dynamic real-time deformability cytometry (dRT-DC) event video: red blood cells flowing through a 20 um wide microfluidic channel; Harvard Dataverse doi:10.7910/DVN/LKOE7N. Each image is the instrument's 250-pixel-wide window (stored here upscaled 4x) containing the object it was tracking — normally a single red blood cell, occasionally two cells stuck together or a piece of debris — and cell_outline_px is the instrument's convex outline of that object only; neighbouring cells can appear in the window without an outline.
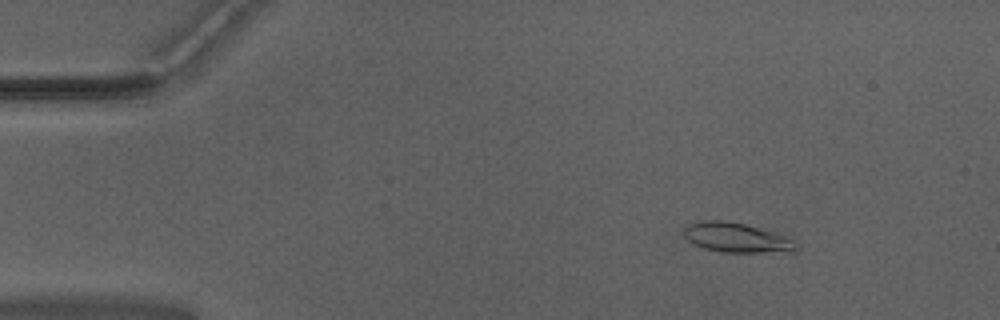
{"species": "Egyptian fruit bat (a non-hibernating species)", "species_latin": "Rousettus aegyptiacus", "temperature_condition": "warm", "stored_images_in_passage": 52, "camera_frame_rate_fps": 3000, "um_per_image_px": 0.085, "animal": {"sex": "male"}, "frame": {"image": 1, "passage_image": 7, "time_ms": 2.0, "image_size_px": [1000, 320], "cell_outline_px": [[796, 248], [760, 252], [720, 252], [704, 248], [692, 244], [684, 236], [684, 228], [688, 224], [704, 220], [720, 220], [744, 224], [784, 236], [792, 240]], "centroid_in_image_um": [62.42, 20.18], "position_along_channel_um": 22.6, "area_um2": 18.55}}
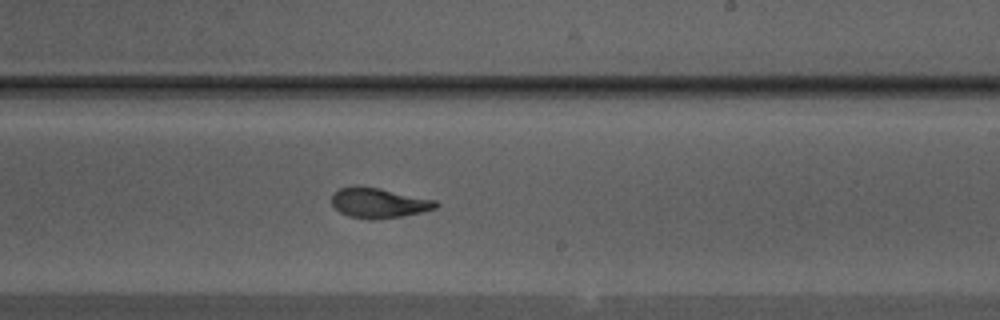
{"frame": {"image": 2, "passage_image": 31, "time_ms": 10.0, "image_size_px": [1000, 320], "cell_outline_px": [[440, 204], [436, 208], [420, 212], [400, 216], [376, 220], [368, 220], [348, 216], [340, 212], [332, 204], [332, 192], [336, 188], [352, 184], [356, 184], [380, 188], [436, 200]], "centroid_in_image_um": [32.13, 17.22], "position_along_channel_um": 256.9, "area_um2": 18.67}}
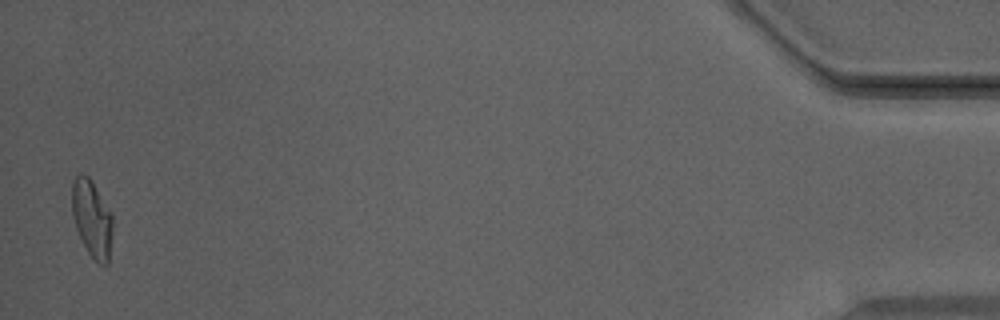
{"frame": {"image": 3, "passage_image": 51, "time_ms": 16.667, "image_size_px": [1000, 320], "cell_outline_px": [[112, 232], [108, 264], [96, 264], [92, 260], [76, 228], [72, 212], [72, 184], [76, 176], [80, 172], [88, 176], [112, 212]], "centroid_in_image_um": [7.82, 18.6], "position_along_channel_um": 427.4, "area_um2": 18.26}, "authors_computed_cell_mechanics": {"area_um2": 18.6694, "velocity_mm_per_s": 3.9669, "shape_relaxation_time_tau1_ms": 4.7274, "shape_relaxation_time_tau2_ms": 1.6889, "deformation_change_tau1": 0.1888, "deformation_change_tau2": 0.074}}